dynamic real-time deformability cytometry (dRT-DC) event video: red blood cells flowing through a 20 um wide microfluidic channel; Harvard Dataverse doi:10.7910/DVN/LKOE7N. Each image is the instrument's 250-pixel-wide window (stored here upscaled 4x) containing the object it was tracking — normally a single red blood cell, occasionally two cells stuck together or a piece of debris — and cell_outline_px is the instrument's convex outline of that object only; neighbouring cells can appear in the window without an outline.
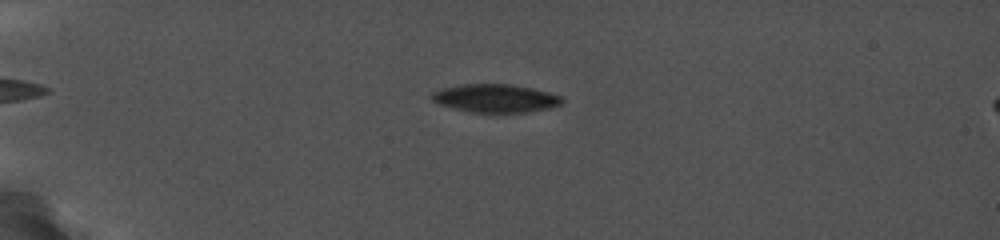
{"species": "common noctule bat (a hibernating species)", "species_latin": "Nyctalus noctula", "temperature_condition": "cold", "stored_images_in_passage": 63, "camera_frame_rate_fps": 5000, "um_per_image_px": 0.085, "animal": {"sex": "female", "body_mass_g": 19.0, "forearm_length_mm": 56.7}, "frame": {"image": 1, "passage_image": 17, "time_ms": 5.0, "image_size_px": [1000, 240], "cell_outline_px": [[564, 104], [552, 108], [524, 112], [472, 112], [440, 104], [432, 100], [432, 92], [440, 88], [460, 84], [508, 84], [532, 88], [548, 92], [560, 96], [564, 100]], "centroid_in_image_um": [42.14, 8.34], "position_along_channel_um": 42.9, "area_um2": 21.33}}
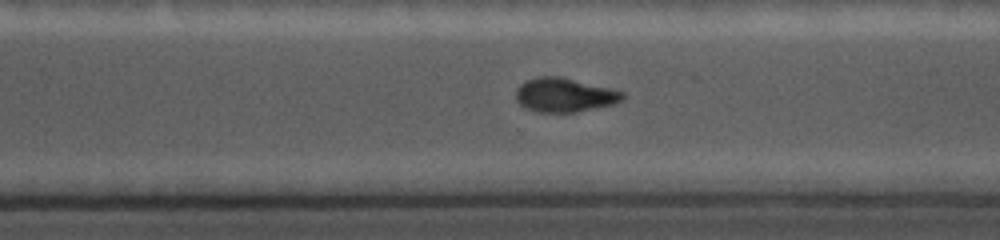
{"frame": {"image": 2, "passage_image": 49, "time_ms": 13.8, "image_size_px": [1000, 240], "cell_outline_px": [[624, 96], [620, 100], [612, 104], [596, 108], [576, 112], [536, 112], [524, 108], [520, 104], [516, 96], [516, 92], [528, 80], [540, 76], [556, 76], [620, 92]], "centroid_in_image_um": [47.91, 8.11], "position_along_channel_um": 322.7, "area_um2": 20.17}}
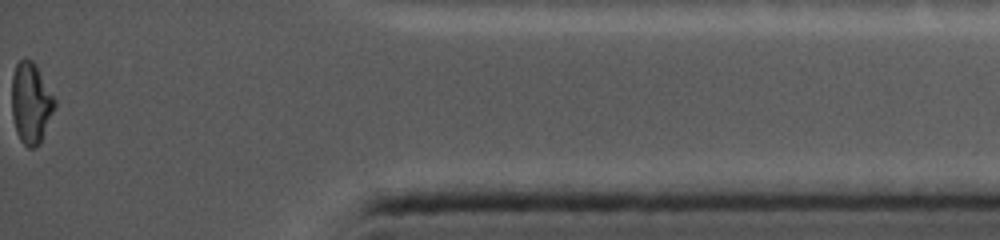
{"frame": {"image": 3, "passage_image": 63, "time_ms": 17.4, "image_size_px": [1000, 240], "cell_outline_px": [[56, 104], [40, 144], [32, 148], [28, 148], [20, 140], [16, 132], [12, 112], [12, 76], [16, 64], [20, 60], [32, 60], [52, 96]], "centroid_in_image_um": [2.6, 8.81], "position_along_channel_um": 432.6, "area_um2": 19.65}, "authors_computed_cell_mechanics": {"area_um2": 21.6172, "velocity_mm_per_s": 3.763, "shape_relaxation_time_tau1_ms": null, "shape_relaxation_time_tau2_ms": 4.0902, "deformation_change_tau1": null, "deformation_change_tau2": 0.0746}}